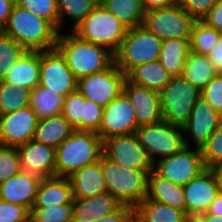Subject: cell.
Wrapping results in <instances>:
<instances>
[{
  "mask_svg": "<svg viewBox=\"0 0 222 222\" xmlns=\"http://www.w3.org/2000/svg\"><path fill=\"white\" fill-rule=\"evenodd\" d=\"M55 48L62 54L77 80L108 69L115 62L114 53L108 48L82 40L72 31L58 33Z\"/></svg>",
  "mask_w": 222,
  "mask_h": 222,
  "instance_id": "cell-1",
  "label": "cell"
},
{
  "mask_svg": "<svg viewBox=\"0 0 222 222\" xmlns=\"http://www.w3.org/2000/svg\"><path fill=\"white\" fill-rule=\"evenodd\" d=\"M2 32L12 37L27 51L54 49L59 33L47 20L16 3Z\"/></svg>",
  "mask_w": 222,
  "mask_h": 222,
  "instance_id": "cell-2",
  "label": "cell"
},
{
  "mask_svg": "<svg viewBox=\"0 0 222 222\" xmlns=\"http://www.w3.org/2000/svg\"><path fill=\"white\" fill-rule=\"evenodd\" d=\"M102 154L103 142L97 133L75 130L56 148V176L68 178Z\"/></svg>",
  "mask_w": 222,
  "mask_h": 222,
  "instance_id": "cell-3",
  "label": "cell"
},
{
  "mask_svg": "<svg viewBox=\"0 0 222 222\" xmlns=\"http://www.w3.org/2000/svg\"><path fill=\"white\" fill-rule=\"evenodd\" d=\"M101 171L107 192L122 205L136 207L148 193L147 171L122 167L104 154L100 156Z\"/></svg>",
  "mask_w": 222,
  "mask_h": 222,
  "instance_id": "cell-4",
  "label": "cell"
},
{
  "mask_svg": "<svg viewBox=\"0 0 222 222\" xmlns=\"http://www.w3.org/2000/svg\"><path fill=\"white\" fill-rule=\"evenodd\" d=\"M126 31L127 28L101 4L72 30L82 40L104 46L114 54L119 50Z\"/></svg>",
  "mask_w": 222,
  "mask_h": 222,
  "instance_id": "cell-5",
  "label": "cell"
},
{
  "mask_svg": "<svg viewBox=\"0 0 222 222\" xmlns=\"http://www.w3.org/2000/svg\"><path fill=\"white\" fill-rule=\"evenodd\" d=\"M162 41L144 26L127 29L115 64L125 75L135 66L159 60Z\"/></svg>",
  "mask_w": 222,
  "mask_h": 222,
  "instance_id": "cell-6",
  "label": "cell"
},
{
  "mask_svg": "<svg viewBox=\"0 0 222 222\" xmlns=\"http://www.w3.org/2000/svg\"><path fill=\"white\" fill-rule=\"evenodd\" d=\"M200 97L201 91L183 75L172 76L170 82L160 91L163 121L182 127Z\"/></svg>",
  "mask_w": 222,
  "mask_h": 222,
  "instance_id": "cell-7",
  "label": "cell"
},
{
  "mask_svg": "<svg viewBox=\"0 0 222 222\" xmlns=\"http://www.w3.org/2000/svg\"><path fill=\"white\" fill-rule=\"evenodd\" d=\"M135 134L153 163L158 161L159 156L165 158L176 154L184 146L191 147L182 127L165 121L140 126Z\"/></svg>",
  "mask_w": 222,
  "mask_h": 222,
  "instance_id": "cell-8",
  "label": "cell"
},
{
  "mask_svg": "<svg viewBox=\"0 0 222 222\" xmlns=\"http://www.w3.org/2000/svg\"><path fill=\"white\" fill-rule=\"evenodd\" d=\"M197 20L178 4L146 11L143 26L161 40L190 38Z\"/></svg>",
  "mask_w": 222,
  "mask_h": 222,
  "instance_id": "cell-9",
  "label": "cell"
},
{
  "mask_svg": "<svg viewBox=\"0 0 222 222\" xmlns=\"http://www.w3.org/2000/svg\"><path fill=\"white\" fill-rule=\"evenodd\" d=\"M125 80L126 75L114 62L108 69L78 79L77 90L104 108L123 92Z\"/></svg>",
  "mask_w": 222,
  "mask_h": 222,
  "instance_id": "cell-10",
  "label": "cell"
},
{
  "mask_svg": "<svg viewBox=\"0 0 222 222\" xmlns=\"http://www.w3.org/2000/svg\"><path fill=\"white\" fill-rule=\"evenodd\" d=\"M193 149L184 146L176 154L158 159L154 163V170L163 178L184 187L206 169L201 150Z\"/></svg>",
  "mask_w": 222,
  "mask_h": 222,
  "instance_id": "cell-11",
  "label": "cell"
},
{
  "mask_svg": "<svg viewBox=\"0 0 222 222\" xmlns=\"http://www.w3.org/2000/svg\"><path fill=\"white\" fill-rule=\"evenodd\" d=\"M103 154L122 167L143 170L148 173L154 170V163L135 133L105 140Z\"/></svg>",
  "mask_w": 222,
  "mask_h": 222,
  "instance_id": "cell-12",
  "label": "cell"
},
{
  "mask_svg": "<svg viewBox=\"0 0 222 222\" xmlns=\"http://www.w3.org/2000/svg\"><path fill=\"white\" fill-rule=\"evenodd\" d=\"M39 85L65 97L77 90V79L56 48L40 51Z\"/></svg>",
  "mask_w": 222,
  "mask_h": 222,
  "instance_id": "cell-13",
  "label": "cell"
},
{
  "mask_svg": "<svg viewBox=\"0 0 222 222\" xmlns=\"http://www.w3.org/2000/svg\"><path fill=\"white\" fill-rule=\"evenodd\" d=\"M138 128L134 107L128 96L122 92L104 107L101 126L97 134L104 142L112 137L134 134Z\"/></svg>",
  "mask_w": 222,
  "mask_h": 222,
  "instance_id": "cell-14",
  "label": "cell"
},
{
  "mask_svg": "<svg viewBox=\"0 0 222 222\" xmlns=\"http://www.w3.org/2000/svg\"><path fill=\"white\" fill-rule=\"evenodd\" d=\"M38 120L30 106L0 115V145L17 147L32 140Z\"/></svg>",
  "mask_w": 222,
  "mask_h": 222,
  "instance_id": "cell-15",
  "label": "cell"
},
{
  "mask_svg": "<svg viewBox=\"0 0 222 222\" xmlns=\"http://www.w3.org/2000/svg\"><path fill=\"white\" fill-rule=\"evenodd\" d=\"M186 214L194 220L206 213L212 201L219 194L218 183L211 168H206L184 187Z\"/></svg>",
  "mask_w": 222,
  "mask_h": 222,
  "instance_id": "cell-16",
  "label": "cell"
},
{
  "mask_svg": "<svg viewBox=\"0 0 222 222\" xmlns=\"http://www.w3.org/2000/svg\"><path fill=\"white\" fill-rule=\"evenodd\" d=\"M123 92L128 96L138 126L153 125L163 121L160 92L130 82L127 78Z\"/></svg>",
  "mask_w": 222,
  "mask_h": 222,
  "instance_id": "cell-17",
  "label": "cell"
},
{
  "mask_svg": "<svg viewBox=\"0 0 222 222\" xmlns=\"http://www.w3.org/2000/svg\"><path fill=\"white\" fill-rule=\"evenodd\" d=\"M22 171L38 178L56 176V149L52 146L30 140L17 146Z\"/></svg>",
  "mask_w": 222,
  "mask_h": 222,
  "instance_id": "cell-18",
  "label": "cell"
},
{
  "mask_svg": "<svg viewBox=\"0 0 222 222\" xmlns=\"http://www.w3.org/2000/svg\"><path fill=\"white\" fill-rule=\"evenodd\" d=\"M221 120L222 115L201 96L194 104L187 122L182 126L183 133L185 136L190 134V140L194 142L195 148L200 149Z\"/></svg>",
  "mask_w": 222,
  "mask_h": 222,
  "instance_id": "cell-19",
  "label": "cell"
},
{
  "mask_svg": "<svg viewBox=\"0 0 222 222\" xmlns=\"http://www.w3.org/2000/svg\"><path fill=\"white\" fill-rule=\"evenodd\" d=\"M40 182V178L21 170L0 184V199L31 211Z\"/></svg>",
  "mask_w": 222,
  "mask_h": 222,
  "instance_id": "cell-20",
  "label": "cell"
},
{
  "mask_svg": "<svg viewBox=\"0 0 222 222\" xmlns=\"http://www.w3.org/2000/svg\"><path fill=\"white\" fill-rule=\"evenodd\" d=\"M121 206L108 192L88 198H74L72 222H96L114 213Z\"/></svg>",
  "mask_w": 222,
  "mask_h": 222,
  "instance_id": "cell-21",
  "label": "cell"
},
{
  "mask_svg": "<svg viewBox=\"0 0 222 222\" xmlns=\"http://www.w3.org/2000/svg\"><path fill=\"white\" fill-rule=\"evenodd\" d=\"M72 185L67 177L42 179L32 208H48L56 205L73 204Z\"/></svg>",
  "mask_w": 222,
  "mask_h": 222,
  "instance_id": "cell-22",
  "label": "cell"
},
{
  "mask_svg": "<svg viewBox=\"0 0 222 222\" xmlns=\"http://www.w3.org/2000/svg\"><path fill=\"white\" fill-rule=\"evenodd\" d=\"M68 178L72 185L74 198H88L107 192L100 158L95 163L77 170Z\"/></svg>",
  "mask_w": 222,
  "mask_h": 222,
  "instance_id": "cell-23",
  "label": "cell"
},
{
  "mask_svg": "<svg viewBox=\"0 0 222 222\" xmlns=\"http://www.w3.org/2000/svg\"><path fill=\"white\" fill-rule=\"evenodd\" d=\"M147 198L167 204L186 213L185 194L183 186L163 178L155 170L148 175Z\"/></svg>",
  "mask_w": 222,
  "mask_h": 222,
  "instance_id": "cell-24",
  "label": "cell"
},
{
  "mask_svg": "<svg viewBox=\"0 0 222 222\" xmlns=\"http://www.w3.org/2000/svg\"><path fill=\"white\" fill-rule=\"evenodd\" d=\"M40 51H27L2 81L16 84L29 90L39 85Z\"/></svg>",
  "mask_w": 222,
  "mask_h": 222,
  "instance_id": "cell-25",
  "label": "cell"
},
{
  "mask_svg": "<svg viewBox=\"0 0 222 222\" xmlns=\"http://www.w3.org/2000/svg\"><path fill=\"white\" fill-rule=\"evenodd\" d=\"M133 222H192V220L182 210L145 197L134 208Z\"/></svg>",
  "mask_w": 222,
  "mask_h": 222,
  "instance_id": "cell-26",
  "label": "cell"
},
{
  "mask_svg": "<svg viewBox=\"0 0 222 222\" xmlns=\"http://www.w3.org/2000/svg\"><path fill=\"white\" fill-rule=\"evenodd\" d=\"M74 131L70 122L62 114H58L38 120L33 140L56 149Z\"/></svg>",
  "mask_w": 222,
  "mask_h": 222,
  "instance_id": "cell-27",
  "label": "cell"
},
{
  "mask_svg": "<svg viewBox=\"0 0 222 222\" xmlns=\"http://www.w3.org/2000/svg\"><path fill=\"white\" fill-rule=\"evenodd\" d=\"M190 38H174L162 41L159 62L171 76H180L190 51Z\"/></svg>",
  "mask_w": 222,
  "mask_h": 222,
  "instance_id": "cell-28",
  "label": "cell"
},
{
  "mask_svg": "<svg viewBox=\"0 0 222 222\" xmlns=\"http://www.w3.org/2000/svg\"><path fill=\"white\" fill-rule=\"evenodd\" d=\"M171 77L158 60L137 65L126 74L130 82L158 92L170 82Z\"/></svg>",
  "mask_w": 222,
  "mask_h": 222,
  "instance_id": "cell-29",
  "label": "cell"
},
{
  "mask_svg": "<svg viewBox=\"0 0 222 222\" xmlns=\"http://www.w3.org/2000/svg\"><path fill=\"white\" fill-rule=\"evenodd\" d=\"M100 4L127 29L143 26L146 14L143 0H100Z\"/></svg>",
  "mask_w": 222,
  "mask_h": 222,
  "instance_id": "cell-30",
  "label": "cell"
},
{
  "mask_svg": "<svg viewBox=\"0 0 222 222\" xmlns=\"http://www.w3.org/2000/svg\"><path fill=\"white\" fill-rule=\"evenodd\" d=\"M217 74L207 55L189 51L183 70V77L200 91Z\"/></svg>",
  "mask_w": 222,
  "mask_h": 222,
  "instance_id": "cell-31",
  "label": "cell"
},
{
  "mask_svg": "<svg viewBox=\"0 0 222 222\" xmlns=\"http://www.w3.org/2000/svg\"><path fill=\"white\" fill-rule=\"evenodd\" d=\"M65 96L52 92L49 88L36 86L30 93V107L38 119L61 114Z\"/></svg>",
  "mask_w": 222,
  "mask_h": 222,
  "instance_id": "cell-32",
  "label": "cell"
},
{
  "mask_svg": "<svg viewBox=\"0 0 222 222\" xmlns=\"http://www.w3.org/2000/svg\"><path fill=\"white\" fill-rule=\"evenodd\" d=\"M31 90L16 84L0 81V115L9 114L30 106Z\"/></svg>",
  "mask_w": 222,
  "mask_h": 222,
  "instance_id": "cell-33",
  "label": "cell"
},
{
  "mask_svg": "<svg viewBox=\"0 0 222 222\" xmlns=\"http://www.w3.org/2000/svg\"><path fill=\"white\" fill-rule=\"evenodd\" d=\"M98 4H100V0H57L59 33L62 31L61 28H64L63 21L66 20V16L70 18L74 24L70 28L72 31Z\"/></svg>",
  "mask_w": 222,
  "mask_h": 222,
  "instance_id": "cell-34",
  "label": "cell"
},
{
  "mask_svg": "<svg viewBox=\"0 0 222 222\" xmlns=\"http://www.w3.org/2000/svg\"><path fill=\"white\" fill-rule=\"evenodd\" d=\"M221 34V31L208 27L202 21H196L193 24L189 40L190 50L198 54L208 55Z\"/></svg>",
  "mask_w": 222,
  "mask_h": 222,
  "instance_id": "cell-35",
  "label": "cell"
},
{
  "mask_svg": "<svg viewBox=\"0 0 222 222\" xmlns=\"http://www.w3.org/2000/svg\"><path fill=\"white\" fill-rule=\"evenodd\" d=\"M26 52L12 37L0 31V81Z\"/></svg>",
  "mask_w": 222,
  "mask_h": 222,
  "instance_id": "cell-36",
  "label": "cell"
},
{
  "mask_svg": "<svg viewBox=\"0 0 222 222\" xmlns=\"http://www.w3.org/2000/svg\"><path fill=\"white\" fill-rule=\"evenodd\" d=\"M15 3L47 20L59 32L57 0H15Z\"/></svg>",
  "mask_w": 222,
  "mask_h": 222,
  "instance_id": "cell-37",
  "label": "cell"
},
{
  "mask_svg": "<svg viewBox=\"0 0 222 222\" xmlns=\"http://www.w3.org/2000/svg\"><path fill=\"white\" fill-rule=\"evenodd\" d=\"M73 204L56 205L48 208H32V222H72Z\"/></svg>",
  "mask_w": 222,
  "mask_h": 222,
  "instance_id": "cell-38",
  "label": "cell"
},
{
  "mask_svg": "<svg viewBox=\"0 0 222 222\" xmlns=\"http://www.w3.org/2000/svg\"><path fill=\"white\" fill-rule=\"evenodd\" d=\"M200 150L206 168L222 164V120Z\"/></svg>",
  "mask_w": 222,
  "mask_h": 222,
  "instance_id": "cell-39",
  "label": "cell"
},
{
  "mask_svg": "<svg viewBox=\"0 0 222 222\" xmlns=\"http://www.w3.org/2000/svg\"><path fill=\"white\" fill-rule=\"evenodd\" d=\"M85 98L78 90L71 92L64 99L61 114L70 122L77 131H81V119L83 116Z\"/></svg>",
  "mask_w": 222,
  "mask_h": 222,
  "instance_id": "cell-40",
  "label": "cell"
},
{
  "mask_svg": "<svg viewBox=\"0 0 222 222\" xmlns=\"http://www.w3.org/2000/svg\"><path fill=\"white\" fill-rule=\"evenodd\" d=\"M21 170L20 156L17 147L0 145V184Z\"/></svg>",
  "mask_w": 222,
  "mask_h": 222,
  "instance_id": "cell-41",
  "label": "cell"
},
{
  "mask_svg": "<svg viewBox=\"0 0 222 222\" xmlns=\"http://www.w3.org/2000/svg\"><path fill=\"white\" fill-rule=\"evenodd\" d=\"M104 108L95 102L85 99L83 116L81 119V131L98 133Z\"/></svg>",
  "mask_w": 222,
  "mask_h": 222,
  "instance_id": "cell-42",
  "label": "cell"
},
{
  "mask_svg": "<svg viewBox=\"0 0 222 222\" xmlns=\"http://www.w3.org/2000/svg\"><path fill=\"white\" fill-rule=\"evenodd\" d=\"M201 96L222 115V74H216L201 90Z\"/></svg>",
  "mask_w": 222,
  "mask_h": 222,
  "instance_id": "cell-43",
  "label": "cell"
},
{
  "mask_svg": "<svg viewBox=\"0 0 222 222\" xmlns=\"http://www.w3.org/2000/svg\"><path fill=\"white\" fill-rule=\"evenodd\" d=\"M31 211L0 199V222H29Z\"/></svg>",
  "mask_w": 222,
  "mask_h": 222,
  "instance_id": "cell-44",
  "label": "cell"
},
{
  "mask_svg": "<svg viewBox=\"0 0 222 222\" xmlns=\"http://www.w3.org/2000/svg\"><path fill=\"white\" fill-rule=\"evenodd\" d=\"M216 0H177L176 4L180 5L197 21H201L203 17L212 9Z\"/></svg>",
  "mask_w": 222,
  "mask_h": 222,
  "instance_id": "cell-45",
  "label": "cell"
},
{
  "mask_svg": "<svg viewBox=\"0 0 222 222\" xmlns=\"http://www.w3.org/2000/svg\"><path fill=\"white\" fill-rule=\"evenodd\" d=\"M201 21L208 27L222 32V0H216L215 5Z\"/></svg>",
  "mask_w": 222,
  "mask_h": 222,
  "instance_id": "cell-46",
  "label": "cell"
},
{
  "mask_svg": "<svg viewBox=\"0 0 222 222\" xmlns=\"http://www.w3.org/2000/svg\"><path fill=\"white\" fill-rule=\"evenodd\" d=\"M134 221V207L129 205H122L114 213L104 216L96 222H133Z\"/></svg>",
  "mask_w": 222,
  "mask_h": 222,
  "instance_id": "cell-47",
  "label": "cell"
},
{
  "mask_svg": "<svg viewBox=\"0 0 222 222\" xmlns=\"http://www.w3.org/2000/svg\"><path fill=\"white\" fill-rule=\"evenodd\" d=\"M207 56L217 74H222V34Z\"/></svg>",
  "mask_w": 222,
  "mask_h": 222,
  "instance_id": "cell-48",
  "label": "cell"
},
{
  "mask_svg": "<svg viewBox=\"0 0 222 222\" xmlns=\"http://www.w3.org/2000/svg\"><path fill=\"white\" fill-rule=\"evenodd\" d=\"M14 5L15 0H0V31L6 26Z\"/></svg>",
  "mask_w": 222,
  "mask_h": 222,
  "instance_id": "cell-49",
  "label": "cell"
},
{
  "mask_svg": "<svg viewBox=\"0 0 222 222\" xmlns=\"http://www.w3.org/2000/svg\"><path fill=\"white\" fill-rule=\"evenodd\" d=\"M177 0H143L146 11L165 8L167 6L176 4Z\"/></svg>",
  "mask_w": 222,
  "mask_h": 222,
  "instance_id": "cell-50",
  "label": "cell"
},
{
  "mask_svg": "<svg viewBox=\"0 0 222 222\" xmlns=\"http://www.w3.org/2000/svg\"><path fill=\"white\" fill-rule=\"evenodd\" d=\"M222 217V193H219L216 198L212 201L211 205L207 209L206 213Z\"/></svg>",
  "mask_w": 222,
  "mask_h": 222,
  "instance_id": "cell-51",
  "label": "cell"
},
{
  "mask_svg": "<svg viewBox=\"0 0 222 222\" xmlns=\"http://www.w3.org/2000/svg\"><path fill=\"white\" fill-rule=\"evenodd\" d=\"M192 222H222L221 216L200 214Z\"/></svg>",
  "mask_w": 222,
  "mask_h": 222,
  "instance_id": "cell-52",
  "label": "cell"
},
{
  "mask_svg": "<svg viewBox=\"0 0 222 222\" xmlns=\"http://www.w3.org/2000/svg\"><path fill=\"white\" fill-rule=\"evenodd\" d=\"M211 169L216 177L219 193H222V164L214 166Z\"/></svg>",
  "mask_w": 222,
  "mask_h": 222,
  "instance_id": "cell-53",
  "label": "cell"
}]
</instances>
